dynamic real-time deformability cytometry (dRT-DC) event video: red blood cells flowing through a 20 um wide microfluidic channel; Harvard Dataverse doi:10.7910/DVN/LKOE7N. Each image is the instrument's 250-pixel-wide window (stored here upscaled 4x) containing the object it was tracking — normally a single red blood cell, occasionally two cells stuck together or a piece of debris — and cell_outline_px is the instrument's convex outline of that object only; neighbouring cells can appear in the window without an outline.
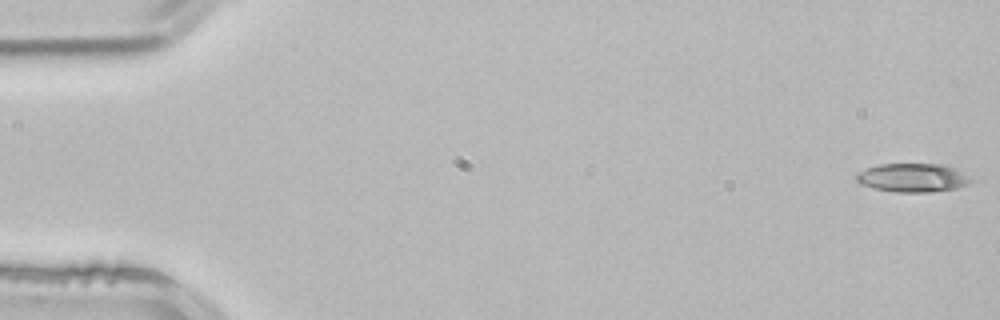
{"species": "common noctule bat (a hibernating species)", "species_latin": "Nyctalus noctula", "temperature_condition": "room temperature", "stored_images_in_passage": 5, "camera_frame_rate_fps": 3000, "um_per_image_px": 0.085, "animal": {"sex": "male", "body_mass_g": 21.5, "forearm_length_mm": 52.0}, "frame": {"image": 1, "passage_image": 1, "time_ms": 0.0, "image_size_px": [1000, 320], "cell_outline_px": [[976, 180], [968, 184], [956, 188], [928, 192], [896, 192], [872, 188], [860, 184], [856, 180], [856, 172], [880, 164], [944, 164]], "centroid_in_image_um": [77.55, 15.11], "position_along_channel_um": 7.4, "area_um2": 19.07}}
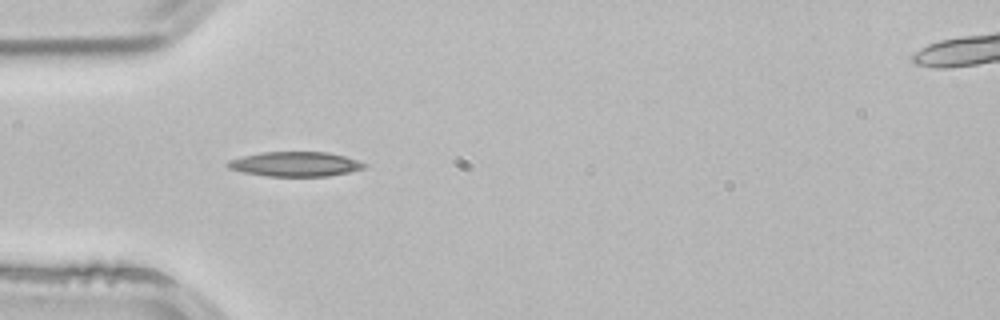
{"frame": {"image": 2, "passage_image": 4, "time_ms": 1.0, "image_size_px": [1000, 320], "cell_outline_px": [[368, 164], [364, 168], [348, 172], [328, 176], [264, 176], [244, 172], [228, 168], [228, 160], [260, 152], [328, 152], [344, 156]], "centroid_in_image_um": [25.1, 13.95], "position_along_channel_um": 59.9, "area_um2": 19.48}}